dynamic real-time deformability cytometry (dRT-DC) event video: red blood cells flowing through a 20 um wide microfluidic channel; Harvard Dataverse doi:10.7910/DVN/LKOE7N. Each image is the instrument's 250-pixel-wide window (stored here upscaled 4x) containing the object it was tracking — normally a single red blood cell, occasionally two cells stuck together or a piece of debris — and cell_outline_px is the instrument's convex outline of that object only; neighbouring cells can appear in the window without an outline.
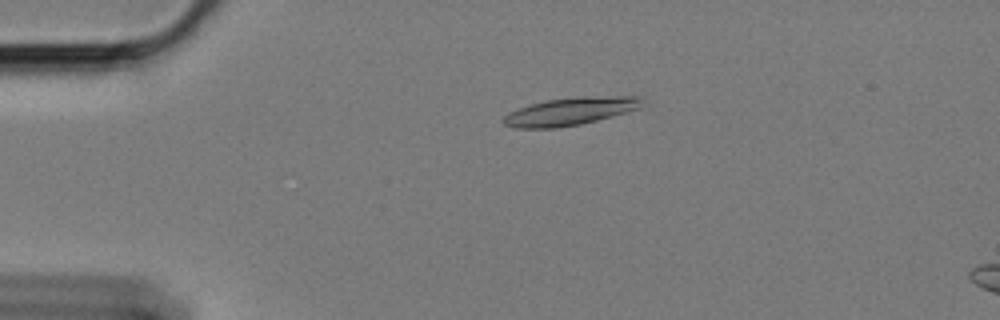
{"species": "Egyptian fruit bat (a non-hibernating species)", "species_latin": "Rousettus aegyptiacus", "temperature_condition": "cold", "stored_images_in_passage": 7, "camera_frame_rate_fps": 3000, "um_per_image_px": 0.085, "animal": {"sex": "female"}, "frame": {"image": 1, "passage_image": 1, "time_ms": 0.0, "image_size_px": [1000, 320], "cell_outline_px": [[644, 96], [640, 108], [596, 120], [580, 124], [556, 128], [516, 128], [504, 124], [500, 120], [508, 112], [532, 104], [548, 100], [576, 96]], "centroid_in_image_um": [48.46, 9.46], "position_along_channel_um": 36.5, "area_um2": 22.37}}